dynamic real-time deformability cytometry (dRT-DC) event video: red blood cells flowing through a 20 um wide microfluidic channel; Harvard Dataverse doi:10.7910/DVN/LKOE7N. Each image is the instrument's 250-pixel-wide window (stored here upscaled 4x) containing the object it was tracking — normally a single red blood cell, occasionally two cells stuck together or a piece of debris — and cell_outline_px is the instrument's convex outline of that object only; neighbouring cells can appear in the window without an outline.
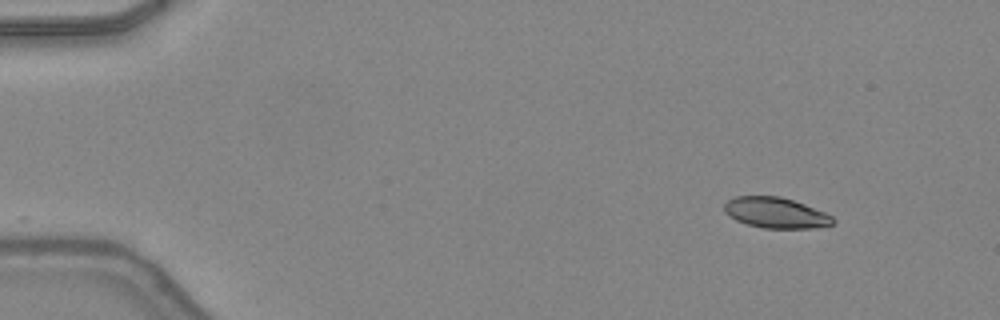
{"species": "common noctule bat (a hibernating species)", "species_latin": "Nyctalus noctula", "temperature_condition": "warm", "stored_images_in_passage": 44, "camera_frame_rate_fps": 3000, "um_per_image_px": 0.085, "animal": {"sex": "female", "body_mass_g": 24.6, "forearm_length_mm": 56.2}, "frame": {"image": 1, "passage_image": 1, "time_ms": 0.0, "image_size_px": [1000, 320], "cell_outline_px": [[836, 220], [832, 224], [812, 228], [764, 228], [748, 224], [736, 220], [728, 216], [724, 212], [724, 204], [728, 200], [736, 196], [780, 196], [804, 204], [824, 212], [832, 216]], "centroid_in_image_um": [65.91, 18.08], "position_along_channel_um": 19.1, "area_um2": 19.31}}
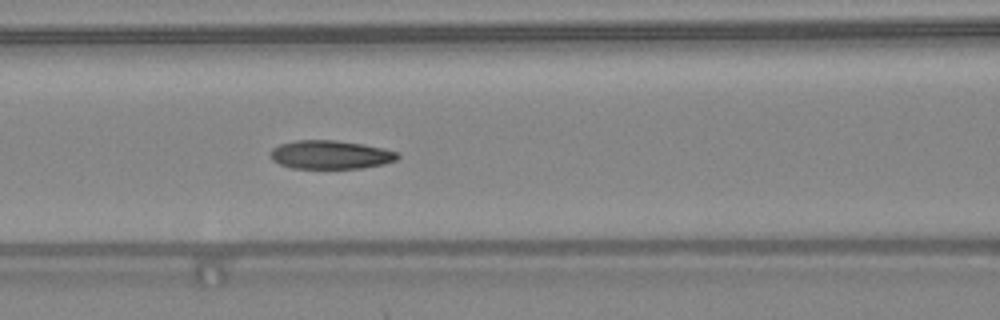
{"frame": {"image": 2, "passage_image": 17, "time_ms": 5.333, "image_size_px": [1000, 320], "cell_outline_px": [[400, 156], [396, 160], [384, 164], [364, 168], [292, 168], [280, 164], [272, 160], [272, 148], [280, 144], [296, 140], [336, 140], [364, 144], [384, 148], [400, 152]], "centroid_in_image_um": [28.15, 13.14], "position_along_channel_um": 138.4, "area_um2": 21.27}}
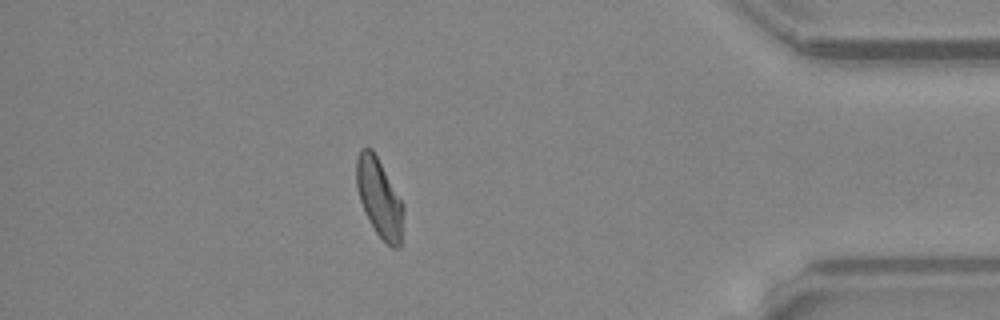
{"frame": {"image": 3, "passage_image": 38, "time_ms": 12.333, "image_size_px": [1000, 320], "cell_outline_px": [[404, 208], [400, 248], [392, 248], [376, 232], [360, 200], [356, 188], [356, 160], [360, 148], [372, 148], [404, 204]], "centroid_in_image_um": [32.25, 16.8], "position_along_channel_um": 403.0, "area_um2": 21.27}, "authors_computed_cell_mechanics": {"area_um2": 21.5016, "velocity_mm_per_s": 4.3423, "shape_relaxation_time_tau1_ms": 8.6892, "shape_relaxation_time_tau2_ms": 1.8131, "deformation_change_tau1": 0.2347, "deformation_change_tau2": 0.0673}}